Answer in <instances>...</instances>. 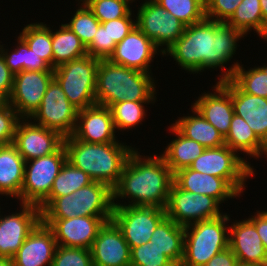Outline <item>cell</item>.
<instances>
[{
	"label": "cell",
	"instance_id": "obj_39",
	"mask_svg": "<svg viewBox=\"0 0 267 266\" xmlns=\"http://www.w3.org/2000/svg\"><path fill=\"white\" fill-rule=\"evenodd\" d=\"M69 23H65L87 47L95 36L101 22L94 16L93 12L85 3L77 9Z\"/></svg>",
	"mask_w": 267,
	"mask_h": 266
},
{
	"label": "cell",
	"instance_id": "obj_26",
	"mask_svg": "<svg viewBox=\"0 0 267 266\" xmlns=\"http://www.w3.org/2000/svg\"><path fill=\"white\" fill-rule=\"evenodd\" d=\"M24 158L13 143L0 145V194L12 196L21 202L25 172ZM8 195V196H7Z\"/></svg>",
	"mask_w": 267,
	"mask_h": 266
},
{
	"label": "cell",
	"instance_id": "obj_23",
	"mask_svg": "<svg viewBox=\"0 0 267 266\" xmlns=\"http://www.w3.org/2000/svg\"><path fill=\"white\" fill-rule=\"evenodd\" d=\"M221 83L230 91L234 114L242 117L267 146V98L242 92L230 79Z\"/></svg>",
	"mask_w": 267,
	"mask_h": 266
},
{
	"label": "cell",
	"instance_id": "obj_28",
	"mask_svg": "<svg viewBox=\"0 0 267 266\" xmlns=\"http://www.w3.org/2000/svg\"><path fill=\"white\" fill-rule=\"evenodd\" d=\"M184 235V226L176 224L166 216L157 225L149 243L180 265L183 258Z\"/></svg>",
	"mask_w": 267,
	"mask_h": 266
},
{
	"label": "cell",
	"instance_id": "obj_45",
	"mask_svg": "<svg viewBox=\"0 0 267 266\" xmlns=\"http://www.w3.org/2000/svg\"><path fill=\"white\" fill-rule=\"evenodd\" d=\"M242 0H211L205 6V17L217 22H227Z\"/></svg>",
	"mask_w": 267,
	"mask_h": 266
},
{
	"label": "cell",
	"instance_id": "obj_34",
	"mask_svg": "<svg viewBox=\"0 0 267 266\" xmlns=\"http://www.w3.org/2000/svg\"><path fill=\"white\" fill-rule=\"evenodd\" d=\"M47 24H28L19 33L29 48L53 69L52 30Z\"/></svg>",
	"mask_w": 267,
	"mask_h": 266
},
{
	"label": "cell",
	"instance_id": "obj_44",
	"mask_svg": "<svg viewBox=\"0 0 267 266\" xmlns=\"http://www.w3.org/2000/svg\"><path fill=\"white\" fill-rule=\"evenodd\" d=\"M20 119L17 111L8 102H0V145L13 143Z\"/></svg>",
	"mask_w": 267,
	"mask_h": 266
},
{
	"label": "cell",
	"instance_id": "obj_40",
	"mask_svg": "<svg viewBox=\"0 0 267 266\" xmlns=\"http://www.w3.org/2000/svg\"><path fill=\"white\" fill-rule=\"evenodd\" d=\"M135 0H86L84 3L101 22L125 17L130 11V3Z\"/></svg>",
	"mask_w": 267,
	"mask_h": 266
},
{
	"label": "cell",
	"instance_id": "obj_46",
	"mask_svg": "<svg viewBox=\"0 0 267 266\" xmlns=\"http://www.w3.org/2000/svg\"><path fill=\"white\" fill-rule=\"evenodd\" d=\"M87 54L100 60L109 59V35L107 28L102 24L99 25L94 38L86 47Z\"/></svg>",
	"mask_w": 267,
	"mask_h": 266
},
{
	"label": "cell",
	"instance_id": "obj_50",
	"mask_svg": "<svg viewBox=\"0 0 267 266\" xmlns=\"http://www.w3.org/2000/svg\"><path fill=\"white\" fill-rule=\"evenodd\" d=\"M259 1L261 5L263 22L267 25V0H259Z\"/></svg>",
	"mask_w": 267,
	"mask_h": 266
},
{
	"label": "cell",
	"instance_id": "obj_6",
	"mask_svg": "<svg viewBox=\"0 0 267 266\" xmlns=\"http://www.w3.org/2000/svg\"><path fill=\"white\" fill-rule=\"evenodd\" d=\"M230 215H223L184 227V249L180 266H204L229 247ZM228 226V227H227Z\"/></svg>",
	"mask_w": 267,
	"mask_h": 266
},
{
	"label": "cell",
	"instance_id": "obj_38",
	"mask_svg": "<svg viewBox=\"0 0 267 266\" xmlns=\"http://www.w3.org/2000/svg\"><path fill=\"white\" fill-rule=\"evenodd\" d=\"M185 26L200 22L205 18V6L201 0H154Z\"/></svg>",
	"mask_w": 267,
	"mask_h": 266
},
{
	"label": "cell",
	"instance_id": "obj_19",
	"mask_svg": "<svg viewBox=\"0 0 267 266\" xmlns=\"http://www.w3.org/2000/svg\"><path fill=\"white\" fill-rule=\"evenodd\" d=\"M110 109L95 104L78 110L77 123L72 134L76 139L88 143H113L118 141Z\"/></svg>",
	"mask_w": 267,
	"mask_h": 266
},
{
	"label": "cell",
	"instance_id": "obj_30",
	"mask_svg": "<svg viewBox=\"0 0 267 266\" xmlns=\"http://www.w3.org/2000/svg\"><path fill=\"white\" fill-rule=\"evenodd\" d=\"M176 138L173 139L161 156L171 171L189 167L204 151L205 147L200 143L183 136L172 124L169 127Z\"/></svg>",
	"mask_w": 267,
	"mask_h": 266
},
{
	"label": "cell",
	"instance_id": "obj_31",
	"mask_svg": "<svg viewBox=\"0 0 267 266\" xmlns=\"http://www.w3.org/2000/svg\"><path fill=\"white\" fill-rule=\"evenodd\" d=\"M53 69L57 66L87 55V49L80 38L66 25L52 30Z\"/></svg>",
	"mask_w": 267,
	"mask_h": 266
},
{
	"label": "cell",
	"instance_id": "obj_41",
	"mask_svg": "<svg viewBox=\"0 0 267 266\" xmlns=\"http://www.w3.org/2000/svg\"><path fill=\"white\" fill-rule=\"evenodd\" d=\"M177 264L173 262L163 251L158 250L150 243L131 248L130 266H165Z\"/></svg>",
	"mask_w": 267,
	"mask_h": 266
},
{
	"label": "cell",
	"instance_id": "obj_5",
	"mask_svg": "<svg viewBox=\"0 0 267 266\" xmlns=\"http://www.w3.org/2000/svg\"><path fill=\"white\" fill-rule=\"evenodd\" d=\"M38 207L41 219L112 217L113 189L104 183L92 181L71 194L46 198Z\"/></svg>",
	"mask_w": 267,
	"mask_h": 266
},
{
	"label": "cell",
	"instance_id": "obj_52",
	"mask_svg": "<svg viewBox=\"0 0 267 266\" xmlns=\"http://www.w3.org/2000/svg\"><path fill=\"white\" fill-rule=\"evenodd\" d=\"M202 1V4L204 5V6H206L211 0H201Z\"/></svg>",
	"mask_w": 267,
	"mask_h": 266
},
{
	"label": "cell",
	"instance_id": "obj_37",
	"mask_svg": "<svg viewBox=\"0 0 267 266\" xmlns=\"http://www.w3.org/2000/svg\"><path fill=\"white\" fill-rule=\"evenodd\" d=\"M154 103L155 101H123L108 106L114 122L115 129L128 130L142 124L145 118L146 103ZM137 125V126H136Z\"/></svg>",
	"mask_w": 267,
	"mask_h": 266
},
{
	"label": "cell",
	"instance_id": "obj_43",
	"mask_svg": "<svg viewBox=\"0 0 267 266\" xmlns=\"http://www.w3.org/2000/svg\"><path fill=\"white\" fill-rule=\"evenodd\" d=\"M132 10L123 18L110 20L101 23L109 35V58L115 50L117 43L121 42L136 26V21L132 19Z\"/></svg>",
	"mask_w": 267,
	"mask_h": 266
},
{
	"label": "cell",
	"instance_id": "obj_3",
	"mask_svg": "<svg viewBox=\"0 0 267 266\" xmlns=\"http://www.w3.org/2000/svg\"><path fill=\"white\" fill-rule=\"evenodd\" d=\"M63 145L67 161L89 175L92 181L108 185L112 189L118 184L125 164L134 151L119 141L113 143H88L73 135L65 137Z\"/></svg>",
	"mask_w": 267,
	"mask_h": 266
},
{
	"label": "cell",
	"instance_id": "obj_7",
	"mask_svg": "<svg viewBox=\"0 0 267 266\" xmlns=\"http://www.w3.org/2000/svg\"><path fill=\"white\" fill-rule=\"evenodd\" d=\"M100 59L88 54L57 66L54 79L78 110L97 104L95 90Z\"/></svg>",
	"mask_w": 267,
	"mask_h": 266
},
{
	"label": "cell",
	"instance_id": "obj_55",
	"mask_svg": "<svg viewBox=\"0 0 267 266\" xmlns=\"http://www.w3.org/2000/svg\"><path fill=\"white\" fill-rule=\"evenodd\" d=\"M77 1H79V0H77ZM86 0H80L79 2H82V3H84Z\"/></svg>",
	"mask_w": 267,
	"mask_h": 266
},
{
	"label": "cell",
	"instance_id": "obj_17",
	"mask_svg": "<svg viewBox=\"0 0 267 266\" xmlns=\"http://www.w3.org/2000/svg\"><path fill=\"white\" fill-rule=\"evenodd\" d=\"M28 121V122H27ZM64 137L58 132L21 118L15 129L13 144L25 161L54 153Z\"/></svg>",
	"mask_w": 267,
	"mask_h": 266
},
{
	"label": "cell",
	"instance_id": "obj_36",
	"mask_svg": "<svg viewBox=\"0 0 267 266\" xmlns=\"http://www.w3.org/2000/svg\"><path fill=\"white\" fill-rule=\"evenodd\" d=\"M91 182L92 179L87 173L74 167L66 160L55 178L50 195L47 198H57L71 194Z\"/></svg>",
	"mask_w": 267,
	"mask_h": 266
},
{
	"label": "cell",
	"instance_id": "obj_53",
	"mask_svg": "<svg viewBox=\"0 0 267 266\" xmlns=\"http://www.w3.org/2000/svg\"><path fill=\"white\" fill-rule=\"evenodd\" d=\"M165 266H180L179 264H168V265H165Z\"/></svg>",
	"mask_w": 267,
	"mask_h": 266
},
{
	"label": "cell",
	"instance_id": "obj_21",
	"mask_svg": "<svg viewBox=\"0 0 267 266\" xmlns=\"http://www.w3.org/2000/svg\"><path fill=\"white\" fill-rule=\"evenodd\" d=\"M229 248L240 266L267 264V251L249 219L235 221L229 226Z\"/></svg>",
	"mask_w": 267,
	"mask_h": 266
},
{
	"label": "cell",
	"instance_id": "obj_54",
	"mask_svg": "<svg viewBox=\"0 0 267 266\" xmlns=\"http://www.w3.org/2000/svg\"><path fill=\"white\" fill-rule=\"evenodd\" d=\"M247 266H267V264H262V265H247Z\"/></svg>",
	"mask_w": 267,
	"mask_h": 266
},
{
	"label": "cell",
	"instance_id": "obj_27",
	"mask_svg": "<svg viewBox=\"0 0 267 266\" xmlns=\"http://www.w3.org/2000/svg\"><path fill=\"white\" fill-rule=\"evenodd\" d=\"M190 116L180 117L172 125L186 138L200 143L205 148H217L225 145L223 135L210 124L195 108Z\"/></svg>",
	"mask_w": 267,
	"mask_h": 266
},
{
	"label": "cell",
	"instance_id": "obj_24",
	"mask_svg": "<svg viewBox=\"0 0 267 266\" xmlns=\"http://www.w3.org/2000/svg\"><path fill=\"white\" fill-rule=\"evenodd\" d=\"M214 93H203L192 104L210 124L225 138L234 115L230 91L219 81L213 86Z\"/></svg>",
	"mask_w": 267,
	"mask_h": 266
},
{
	"label": "cell",
	"instance_id": "obj_4",
	"mask_svg": "<svg viewBox=\"0 0 267 266\" xmlns=\"http://www.w3.org/2000/svg\"><path fill=\"white\" fill-rule=\"evenodd\" d=\"M152 73L100 60L96 77V102L109 106L123 101H155Z\"/></svg>",
	"mask_w": 267,
	"mask_h": 266
},
{
	"label": "cell",
	"instance_id": "obj_2",
	"mask_svg": "<svg viewBox=\"0 0 267 266\" xmlns=\"http://www.w3.org/2000/svg\"><path fill=\"white\" fill-rule=\"evenodd\" d=\"M174 182V173L163 157L140 155L134 149L129 156L118 184L113 189V206H154L165 209L170 188ZM129 198L124 204L115 200Z\"/></svg>",
	"mask_w": 267,
	"mask_h": 266
},
{
	"label": "cell",
	"instance_id": "obj_11",
	"mask_svg": "<svg viewBox=\"0 0 267 266\" xmlns=\"http://www.w3.org/2000/svg\"><path fill=\"white\" fill-rule=\"evenodd\" d=\"M136 26L161 49V55L182 35L185 25L154 0H145L136 17ZM165 48H164V47Z\"/></svg>",
	"mask_w": 267,
	"mask_h": 266
},
{
	"label": "cell",
	"instance_id": "obj_25",
	"mask_svg": "<svg viewBox=\"0 0 267 266\" xmlns=\"http://www.w3.org/2000/svg\"><path fill=\"white\" fill-rule=\"evenodd\" d=\"M174 183L183 190L194 194H204L215 198L220 204L230 198L240 197V193L226 180L200 173L190 167L174 173Z\"/></svg>",
	"mask_w": 267,
	"mask_h": 266
},
{
	"label": "cell",
	"instance_id": "obj_33",
	"mask_svg": "<svg viewBox=\"0 0 267 266\" xmlns=\"http://www.w3.org/2000/svg\"><path fill=\"white\" fill-rule=\"evenodd\" d=\"M17 43L15 50H12V52L8 51L9 49H5L3 45L0 44V52L4 56L7 67L14 75L23 70H54L40 56H37L20 36H18Z\"/></svg>",
	"mask_w": 267,
	"mask_h": 266
},
{
	"label": "cell",
	"instance_id": "obj_51",
	"mask_svg": "<svg viewBox=\"0 0 267 266\" xmlns=\"http://www.w3.org/2000/svg\"><path fill=\"white\" fill-rule=\"evenodd\" d=\"M0 266H16L12 258L0 257Z\"/></svg>",
	"mask_w": 267,
	"mask_h": 266
},
{
	"label": "cell",
	"instance_id": "obj_1",
	"mask_svg": "<svg viewBox=\"0 0 267 266\" xmlns=\"http://www.w3.org/2000/svg\"><path fill=\"white\" fill-rule=\"evenodd\" d=\"M242 32L225 22L208 18L185 26L183 35L170 46L163 55L173 57L174 61L187 72L198 73L204 69H224L219 82L230 79L238 62L225 72L227 64L236 54L237 42L245 37Z\"/></svg>",
	"mask_w": 267,
	"mask_h": 266
},
{
	"label": "cell",
	"instance_id": "obj_49",
	"mask_svg": "<svg viewBox=\"0 0 267 266\" xmlns=\"http://www.w3.org/2000/svg\"><path fill=\"white\" fill-rule=\"evenodd\" d=\"M257 214L248 219L255 225L262 244L267 251V211H257Z\"/></svg>",
	"mask_w": 267,
	"mask_h": 266
},
{
	"label": "cell",
	"instance_id": "obj_20",
	"mask_svg": "<svg viewBox=\"0 0 267 266\" xmlns=\"http://www.w3.org/2000/svg\"><path fill=\"white\" fill-rule=\"evenodd\" d=\"M131 249L111 220L99 230L91 247L93 266H130Z\"/></svg>",
	"mask_w": 267,
	"mask_h": 266
},
{
	"label": "cell",
	"instance_id": "obj_18",
	"mask_svg": "<svg viewBox=\"0 0 267 266\" xmlns=\"http://www.w3.org/2000/svg\"><path fill=\"white\" fill-rule=\"evenodd\" d=\"M157 51L161 53L153 41L135 26L121 42L116 44L108 60L117 65L151 73L149 64L153 61Z\"/></svg>",
	"mask_w": 267,
	"mask_h": 266
},
{
	"label": "cell",
	"instance_id": "obj_14",
	"mask_svg": "<svg viewBox=\"0 0 267 266\" xmlns=\"http://www.w3.org/2000/svg\"><path fill=\"white\" fill-rule=\"evenodd\" d=\"M53 79V71L23 70L14 75L12 92L7 102L17 111L20 118L30 119L39 109Z\"/></svg>",
	"mask_w": 267,
	"mask_h": 266
},
{
	"label": "cell",
	"instance_id": "obj_42",
	"mask_svg": "<svg viewBox=\"0 0 267 266\" xmlns=\"http://www.w3.org/2000/svg\"><path fill=\"white\" fill-rule=\"evenodd\" d=\"M52 266H93L91 249L57 245Z\"/></svg>",
	"mask_w": 267,
	"mask_h": 266
},
{
	"label": "cell",
	"instance_id": "obj_35",
	"mask_svg": "<svg viewBox=\"0 0 267 266\" xmlns=\"http://www.w3.org/2000/svg\"><path fill=\"white\" fill-rule=\"evenodd\" d=\"M240 63L230 80L242 91L267 98V65L245 70Z\"/></svg>",
	"mask_w": 267,
	"mask_h": 266
},
{
	"label": "cell",
	"instance_id": "obj_8",
	"mask_svg": "<svg viewBox=\"0 0 267 266\" xmlns=\"http://www.w3.org/2000/svg\"><path fill=\"white\" fill-rule=\"evenodd\" d=\"M192 170L226 179L240 194L248 177L254 175L253 166L227 145L206 148L189 166Z\"/></svg>",
	"mask_w": 267,
	"mask_h": 266
},
{
	"label": "cell",
	"instance_id": "obj_13",
	"mask_svg": "<svg viewBox=\"0 0 267 266\" xmlns=\"http://www.w3.org/2000/svg\"><path fill=\"white\" fill-rule=\"evenodd\" d=\"M220 203L213 197L194 194L180 189L174 182L170 188L166 216L176 224L187 226L195 222L209 220L223 215Z\"/></svg>",
	"mask_w": 267,
	"mask_h": 266
},
{
	"label": "cell",
	"instance_id": "obj_9",
	"mask_svg": "<svg viewBox=\"0 0 267 266\" xmlns=\"http://www.w3.org/2000/svg\"><path fill=\"white\" fill-rule=\"evenodd\" d=\"M66 160L62 144L54 153L26 161L21 203L39 206L50 195L53 182Z\"/></svg>",
	"mask_w": 267,
	"mask_h": 266
},
{
	"label": "cell",
	"instance_id": "obj_22",
	"mask_svg": "<svg viewBox=\"0 0 267 266\" xmlns=\"http://www.w3.org/2000/svg\"><path fill=\"white\" fill-rule=\"evenodd\" d=\"M56 247L52 230L40 221L12 259L16 266H52Z\"/></svg>",
	"mask_w": 267,
	"mask_h": 266
},
{
	"label": "cell",
	"instance_id": "obj_48",
	"mask_svg": "<svg viewBox=\"0 0 267 266\" xmlns=\"http://www.w3.org/2000/svg\"><path fill=\"white\" fill-rule=\"evenodd\" d=\"M204 266H240V264L233 251L228 247L213 256Z\"/></svg>",
	"mask_w": 267,
	"mask_h": 266
},
{
	"label": "cell",
	"instance_id": "obj_32",
	"mask_svg": "<svg viewBox=\"0 0 267 266\" xmlns=\"http://www.w3.org/2000/svg\"><path fill=\"white\" fill-rule=\"evenodd\" d=\"M226 23L244 35L253 29L267 41V25L263 22L259 0H242Z\"/></svg>",
	"mask_w": 267,
	"mask_h": 266
},
{
	"label": "cell",
	"instance_id": "obj_16",
	"mask_svg": "<svg viewBox=\"0 0 267 266\" xmlns=\"http://www.w3.org/2000/svg\"><path fill=\"white\" fill-rule=\"evenodd\" d=\"M21 211L0 215V257L13 258L30 232L41 221V210L34 204L21 203Z\"/></svg>",
	"mask_w": 267,
	"mask_h": 266
},
{
	"label": "cell",
	"instance_id": "obj_15",
	"mask_svg": "<svg viewBox=\"0 0 267 266\" xmlns=\"http://www.w3.org/2000/svg\"><path fill=\"white\" fill-rule=\"evenodd\" d=\"M112 217L77 216L68 219H41L53 232L56 244L91 249L99 230Z\"/></svg>",
	"mask_w": 267,
	"mask_h": 266
},
{
	"label": "cell",
	"instance_id": "obj_10",
	"mask_svg": "<svg viewBox=\"0 0 267 266\" xmlns=\"http://www.w3.org/2000/svg\"><path fill=\"white\" fill-rule=\"evenodd\" d=\"M165 217L166 211L160 207L123 205L113 208L111 220L131 249L149 243L157 225Z\"/></svg>",
	"mask_w": 267,
	"mask_h": 266
},
{
	"label": "cell",
	"instance_id": "obj_12",
	"mask_svg": "<svg viewBox=\"0 0 267 266\" xmlns=\"http://www.w3.org/2000/svg\"><path fill=\"white\" fill-rule=\"evenodd\" d=\"M77 113L78 109L69 102L59 83L53 79L42 98L39 109L30 120L58 132L65 138L74 133Z\"/></svg>",
	"mask_w": 267,
	"mask_h": 266
},
{
	"label": "cell",
	"instance_id": "obj_29",
	"mask_svg": "<svg viewBox=\"0 0 267 266\" xmlns=\"http://www.w3.org/2000/svg\"><path fill=\"white\" fill-rule=\"evenodd\" d=\"M225 145L233 151H239L252 157H267V146L256 136L253 130L242 117L233 115L228 134L225 137Z\"/></svg>",
	"mask_w": 267,
	"mask_h": 266
},
{
	"label": "cell",
	"instance_id": "obj_47",
	"mask_svg": "<svg viewBox=\"0 0 267 266\" xmlns=\"http://www.w3.org/2000/svg\"><path fill=\"white\" fill-rule=\"evenodd\" d=\"M14 74L7 67L4 56L0 52V102H7L13 88Z\"/></svg>",
	"mask_w": 267,
	"mask_h": 266
}]
</instances>
